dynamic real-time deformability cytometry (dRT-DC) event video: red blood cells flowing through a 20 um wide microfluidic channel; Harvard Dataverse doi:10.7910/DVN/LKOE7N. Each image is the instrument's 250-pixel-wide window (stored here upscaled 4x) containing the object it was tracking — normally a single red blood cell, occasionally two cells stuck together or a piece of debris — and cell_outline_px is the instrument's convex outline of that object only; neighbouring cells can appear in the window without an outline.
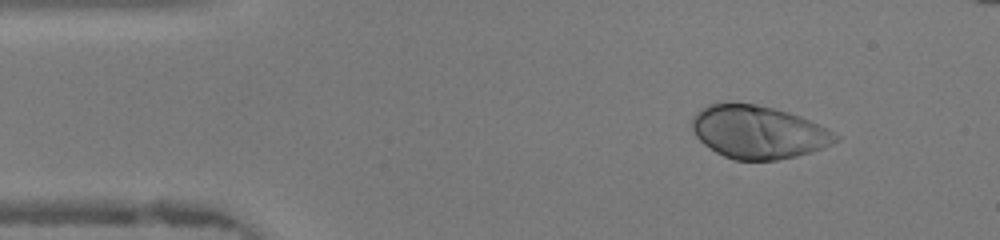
{"species": "human", "species_latin": "Homo sapiens", "temperature_condition": "warm", "stored_images_in_passage": 47, "camera_frame_rate_fps": 3000, "um_per_image_px": 0.085, "donor": {"sex": "female"}, "frame": {"image": 1, "passage_image": 5, "time_ms": 1.333, "image_size_px": [1000, 240], "cell_outline_px": [[840, 140], [832, 144], [812, 152], [796, 156], [776, 160], [736, 160], [724, 156], [716, 152], [704, 144], [696, 136], [692, 128], [692, 116], [700, 108], [708, 104], [720, 100], [724, 100], [756, 104], [788, 112], [800, 116], [840, 136]], "centroid_in_image_um": [64.4, 11.2], "position_along_channel_um": 20.6, "area_um2": 44.62}}
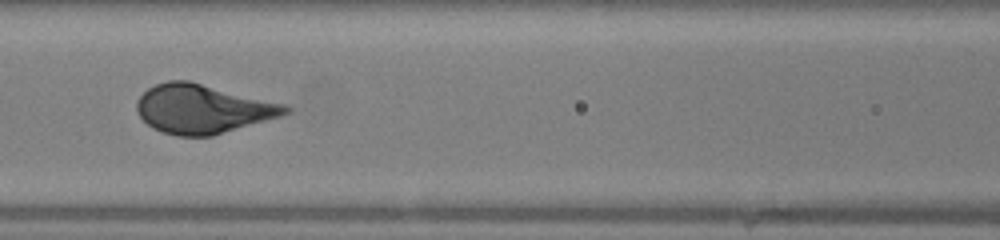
{"frame": {"image": 2, "passage_image": 19, "time_ms": 6.0, "image_size_px": [1000, 240], "cell_outline_px": [[292, 108], [288, 112], [280, 116], [212, 136], [176, 136], [152, 128], [136, 112], [136, 100], [148, 88], [156, 84], [168, 80], [188, 80], [288, 104]], "centroid_in_image_um": [17.23, 9.24], "position_along_channel_um": 149.4, "area_um2": 42.48}}
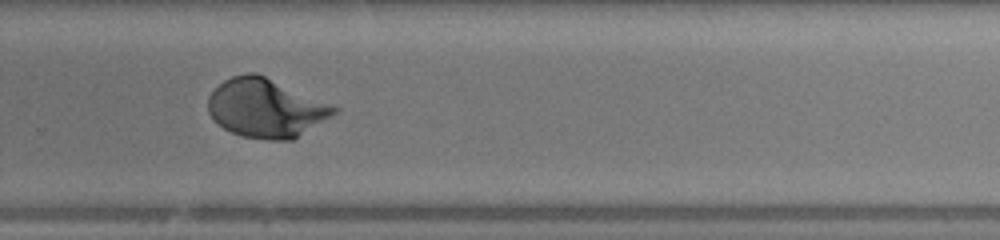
{"frame": {"image": 3, "passage_image": 30, "time_ms": 9.667, "image_size_px": [1000, 240], "cell_outline_px": [[340, 108], [332, 116], [292, 140], [268, 140], [244, 136], [232, 132], [224, 128], [212, 120], [208, 112], [208, 96], [224, 80], [232, 76], [248, 72], [256, 72]], "centroid_in_image_um": [22.58, 9.18], "position_along_channel_um": 307.2, "area_um2": 42.89}, "authors_computed_cell_mechanics": {"area_um2": 42.9454, "velocity_mm_per_s": 4.3193, "shape_relaxation_time_tau1_ms": 2.7648, "shape_relaxation_time_tau2_ms": null, "deformation_change_tau1": 0.1998, "deformation_change_tau2": null}}